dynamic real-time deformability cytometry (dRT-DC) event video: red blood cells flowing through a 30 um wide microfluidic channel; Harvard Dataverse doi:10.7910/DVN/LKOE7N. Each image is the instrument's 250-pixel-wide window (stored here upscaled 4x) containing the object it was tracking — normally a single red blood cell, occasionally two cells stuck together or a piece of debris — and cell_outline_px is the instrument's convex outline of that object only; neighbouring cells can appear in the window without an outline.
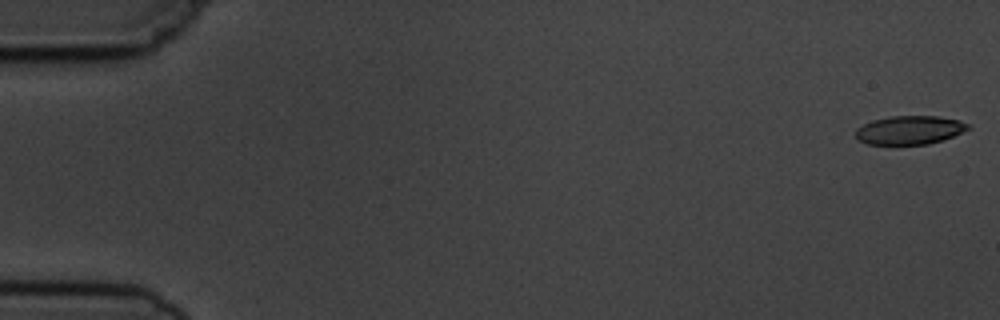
{"species": "common noctule bat (a hibernating species)", "species_latin": "Nyctalus noctula", "temperature_condition": "cold", "stored_images_in_passage": 9, "camera_frame_rate_fps": 3000, "um_per_image_px": 0.085, "animal": {"sex": "male", "body_mass_g": 19.5, "forearm_length_mm": 54.6}, "frame": {"image": 1, "passage_image": 1, "time_ms": 0.0, "image_size_px": [1000, 320], "cell_outline_px": [[972, 128], [944, 140], [928, 144], [868, 144], [860, 140], [856, 136], [856, 128], [872, 120], [892, 116], [936, 116], [960, 120], [968, 124]], "centroid_in_image_um": [77.35, 11.05], "position_along_channel_um": 7.6, "area_um2": 18.73}}
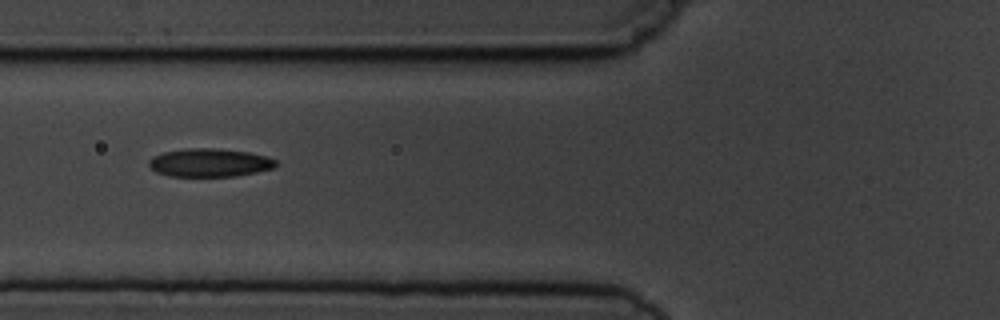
{"frame": {"image": 2, "passage_image": 7, "time_ms": 6.667, "image_size_px": [1000, 320], "cell_outline_px": [[276, 164], [272, 168], [256, 172], [236, 176], [172, 176], [156, 172], [148, 164], [148, 160], [152, 156], [164, 152], [188, 148], [216, 148], [248, 152], [264, 156], [276, 160]], "centroid_in_image_um": [17.78, 13.82], "position_along_channel_um": 108.0, "area_um2": 20.75}}
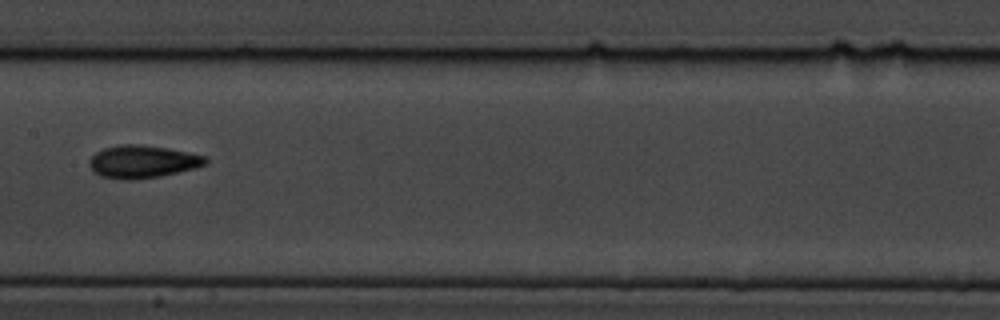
{"frame": {"image": 3, "passage_image": 9, "time_ms": 9.0, "image_size_px": [1000, 320], "cell_outline_px": [[208, 164], [196, 168], [180, 172], [160, 176], [132, 180], [124, 180], [100, 176], [88, 164], [88, 160], [96, 152], [104, 148], [120, 144], [140, 144], [168, 148], [188, 152], [204, 156], [208, 160]], "centroid_in_image_um": [12.13, 13.74], "position_along_channel_um": 195.3, "area_um2": 22.25}}